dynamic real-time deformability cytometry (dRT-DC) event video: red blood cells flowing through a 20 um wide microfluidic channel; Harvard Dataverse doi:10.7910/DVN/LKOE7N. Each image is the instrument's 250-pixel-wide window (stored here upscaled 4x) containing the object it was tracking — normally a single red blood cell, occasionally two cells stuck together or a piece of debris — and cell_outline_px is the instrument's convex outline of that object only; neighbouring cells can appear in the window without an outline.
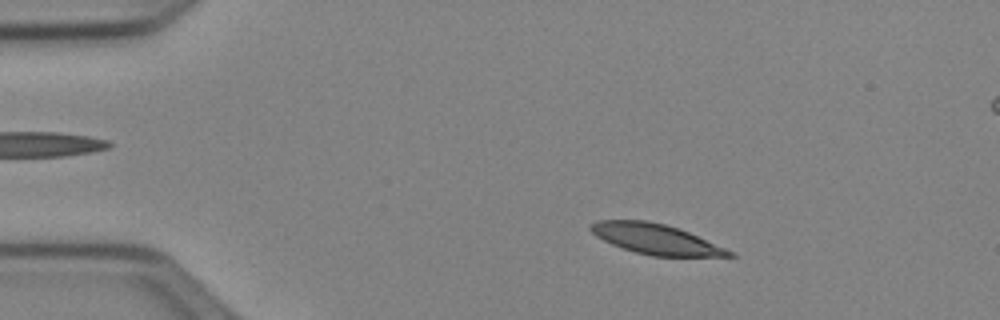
{"species": "Egyptian fruit bat (a non-hibernating species)", "species_latin": "Rousettus aegyptiacus", "temperature_condition": "cold", "stored_images_in_passage": 51, "camera_frame_rate_fps": 3000, "um_per_image_px": 0.085, "animal": {"sex": "female"}, "frame": {"image": 1, "passage_image": 8, "time_ms": 2.333, "image_size_px": [1000, 320], "cell_outline_px": [[736, 256], [652, 256], [636, 252], [612, 244], [596, 236], [588, 228], [596, 220], [648, 220], [680, 228], [724, 248], [732, 252]], "centroid_in_image_um": [55.7, 20.3], "position_along_channel_um": 29.3, "area_um2": 24.04}}
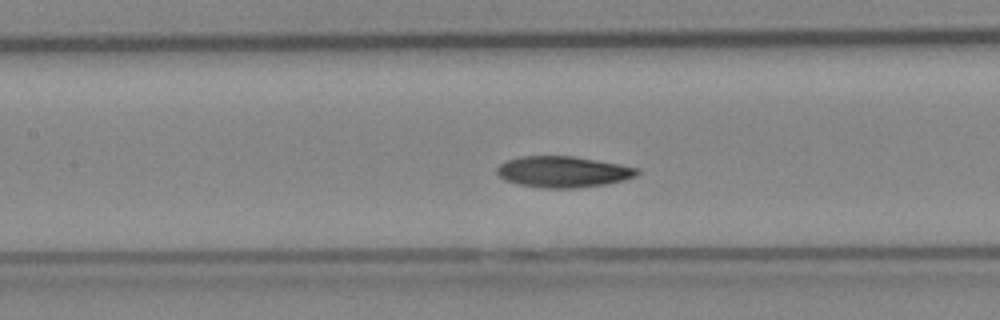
{"frame": {"image": 2, "passage_image": 23, "time_ms": 7.333, "image_size_px": [1000, 320], "cell_outline_px": [[640, 172], [636, 176], [624, 180], [608, 184], [576, 188], [544, 188], [520, 184], [504, 180], [496, 172], [496, 168], [500, 164], [508, 160], [520, 156], [572, 156], [620, 164], [640, 168]], "centroid_in_image_um": [47.89, 14.6], "position_along_channel_um": 159.5, "area_um2": 25.49}}
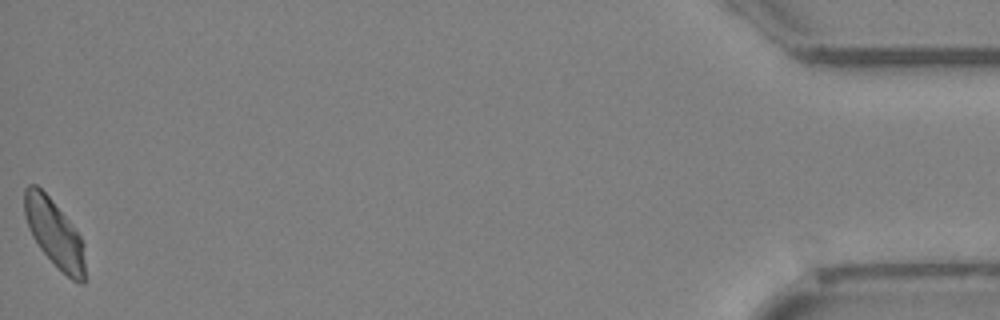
{"frame": {"image": 3, "passage_image": 51, "time_ms": 16.667, "image_size_px": [1000, 320], "cell_outline_px": [[84, 284], [80, 284], [72, 280], [40, 248], [32, 236], [28, 228], [24, 216], [24, 188], [28, 184], [36, 184], [52, 200], [80, 236], [84, 244]], "centroid_in_image_um": [4.6, 19.8], "position_along_channel_um": 430.6, "area_um2": 23.41}, "authors_computed_cell_mechanics": {"area_um2": 24.7962, "velocity_mm_per_s": 3.9022, "shape_relaxation_time_tau1_ms": 3.6589, "shape_relaxation_time_tau2_ms": 4.4886, "deformation_change_tau1": 0.1184, "deformation_change_tau2": 0.0997}}